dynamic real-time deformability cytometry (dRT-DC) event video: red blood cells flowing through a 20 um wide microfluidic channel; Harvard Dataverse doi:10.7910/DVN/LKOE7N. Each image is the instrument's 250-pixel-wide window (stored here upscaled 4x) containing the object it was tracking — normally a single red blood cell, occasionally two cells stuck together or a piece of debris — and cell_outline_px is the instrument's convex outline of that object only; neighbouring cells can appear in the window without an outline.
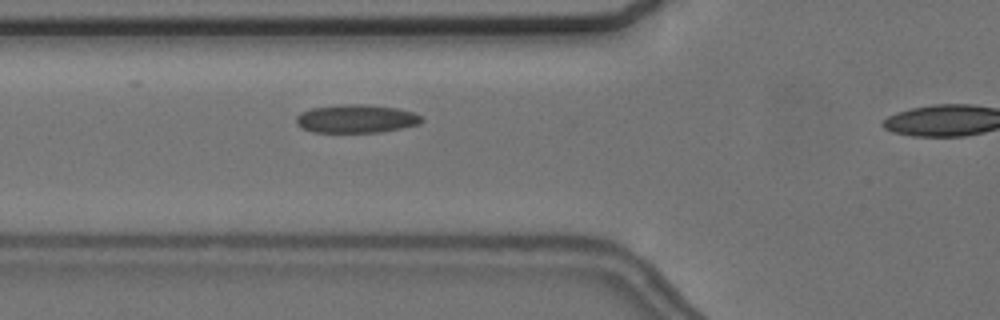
{"species": "common noctule bat (a hibernating species)", "species_latin": "Nyctalus noctula", "temperature_condition": "cold", "stored_images_in_passage": 5, "camera_frame_rate_fps": 3000, "um_per_image_px": 0.085, "animal": {"sex": "female", "body_mass_g": 24.6, "forearm_length_mm": 56.2}, "frame": {"image": 1, "passage_image": 4, "time_ms": 1.0, "image_size_px": [1000, 320], "cell_outline_px": [[424, 120], [420, 124], [380, 132], [312, 132], [300, 128], [296, 124], [296, 116], [300, 112], [312, 108], [344, 104], [368, 104], [396, 108], [412, 112], [420, 116]], "centroid_in_image_um": [30.24, 10.09], "position_along_channel_um": 95.6, "area_um2": 20.75}}